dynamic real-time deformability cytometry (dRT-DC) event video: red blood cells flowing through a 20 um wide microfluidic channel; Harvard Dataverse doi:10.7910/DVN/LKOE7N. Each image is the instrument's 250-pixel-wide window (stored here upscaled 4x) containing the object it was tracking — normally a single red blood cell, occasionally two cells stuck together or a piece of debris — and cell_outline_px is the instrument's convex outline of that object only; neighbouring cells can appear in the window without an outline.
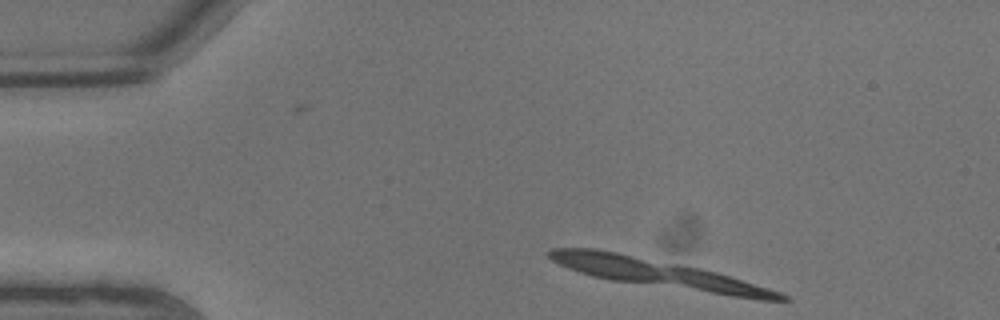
{"species": "common noctule bat (a hibernating species)", "species_latin": "Nyctalus noctula", "temperature_condition": "warm", "stored_images_in_passage": 2, "camera_frame_rate_fps": 3000, "um_per_image_px": 0.085, "animal": {"sex": "male", "body_mass_g": 13.3}, "frame": {"image": 1, "passage_image": 2, "time_ms": 0.333, "image_size_px": [1000, 320], "cell_outline_px": [[792, 300], [760, 300], [612, 280], [592, 276], [568, 268], [552, 260], [544, 252], [548, 248], [596, 248], [700, 268], [716, 272], [768, 288], [780, 292], [788, 296]], "centroid_in_image_um": [55.9, 23.23], "position_along_channel_um": 29.1, "area_um2": 37.86}}